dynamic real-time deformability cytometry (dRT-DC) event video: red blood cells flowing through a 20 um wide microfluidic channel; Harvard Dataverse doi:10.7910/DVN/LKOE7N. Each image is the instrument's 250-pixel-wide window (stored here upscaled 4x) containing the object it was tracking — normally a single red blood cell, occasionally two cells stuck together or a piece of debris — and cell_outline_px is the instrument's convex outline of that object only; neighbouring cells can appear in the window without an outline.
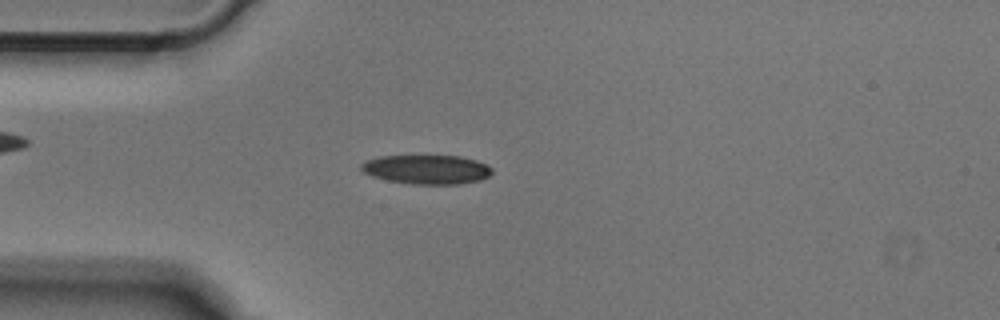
{"species": "Egyptian fruit bat (a non-hibernating species)", "species_latin": "Rousettus aegyptiacus", "temperature_condition": "cold", "stored_images_in_passage": 48, "camera_frame_rate_fps": 3000, "um_per_image_px": 0.085, "animal": {"sex": "male"}, "frame": {"image": 1, "passage_image": 11, "time_ms": 3.333, "image_size_px": [1000, 320], "cell_outline_px": [[492, 172], [488, 176], [480, 180], [460, 184], [412, 184], [388, 180], [372, 176], [364, 172], [360, 168], [360, 164], [368, 160], [380, 156], [460, 156], [476, 160], [492, 168]], "centroid_in_image_um": [36.27, 14.4], "position_along_channel_um": 48.7, "area_um2": 22.08}}
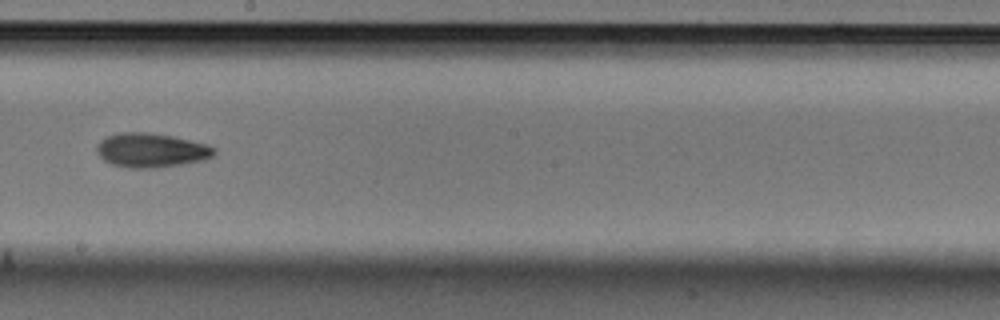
{"frame": {"image": 2, "passage_image": 26, "time_ms": 8.333, "image_size_px": [1000, 320], "cell_outline_px": [[216, 152], [212, 156], [204, 160], [184, 164], [156, 168], [128, 168], [112, 164], [104, 160], [96, 152], [96, 144], [100, 140], [108, 136], [120, 132], [144, 132], [172, 136], [208, 144], [216, 148]], "centroid_in_image_um": [12.85, 12.78], "position_along_channel_um": 235.3, "area_um2": 23.58}}
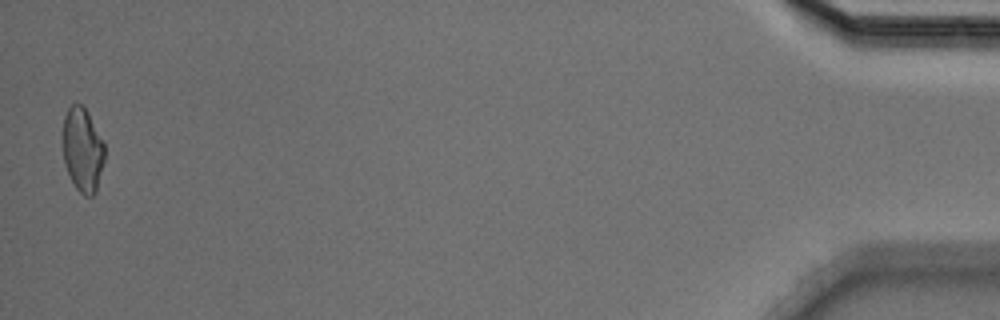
{"frame": {"image": 3, "passage_image": 48, "time_ms": 15.667, "image_size_px": [1000, 320], "cell_outline_px": [[104, 160], [96, 192], [92, 196], [84, 196], [76, 188], [64, 164], [64, 116], [68, 108], [72, 104], [80, 104], [88, 112], [104, 140]], "centroid_in_image_um": [7.04, 12.73], "position_along_channel_um": 428.2, "area_um2": 20.35}}